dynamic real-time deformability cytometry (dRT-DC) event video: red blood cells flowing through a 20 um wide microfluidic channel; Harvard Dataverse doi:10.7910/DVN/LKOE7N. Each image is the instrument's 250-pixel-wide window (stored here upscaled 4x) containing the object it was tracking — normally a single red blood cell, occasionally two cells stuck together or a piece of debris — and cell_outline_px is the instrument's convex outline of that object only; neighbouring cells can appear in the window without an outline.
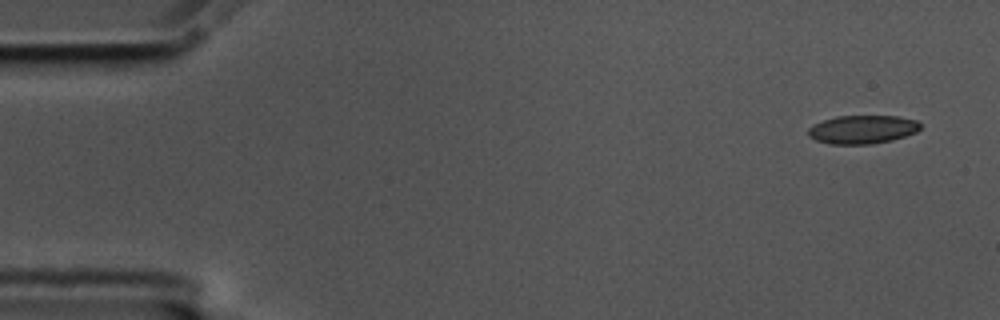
{"species": "common noctule bat (a hibernating species)", "species_latin": "Nyctalus noctula", "temperature_condition": "cold", "stored_images_in_passage": 6, "camera_frame_rate_fps": 3000, "um_per_image_px": 0.085, "animal": {"sex": "male", "body_mass_g": 17.5, "forearm_length_mm": 52.3}, "frame": {"image": 1, "passage_image": 1, "time_ms": 0.0, "image_size_px": [1000, 320], "cell_outline_px": [[920, 128], [916, 132], [892, 140], [872, 144], [828, 144], [816, 140], [808, 136], [808, 128], [812, 124], [836, 116], [896, 116], [916, 120], [920, 124]], "centroid_in_image_um": [73.27, 11.0], "position_along_channel_um": 11.7, "area_um2": 18.61}}
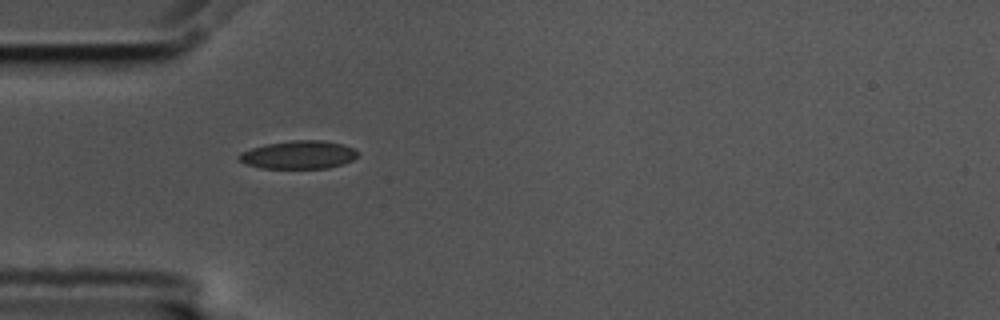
{"frame": {"image": 2, "passage_image": 5, "time_ms": 1.333, "image_size_px": [1000, 320], "cell_outline_px": [[360, 152], [352, 160], [344, 164], [328, 168], [260, 168], [244, 164], [236, 156], [240, 152], [252, 148], [268, 144], [292, 140], [324, 140], [344, 144]], "centroid_in_image_um": [25.39, 13.16], "position_along_channel_um": 59.6, "area_um2": 19.59}}